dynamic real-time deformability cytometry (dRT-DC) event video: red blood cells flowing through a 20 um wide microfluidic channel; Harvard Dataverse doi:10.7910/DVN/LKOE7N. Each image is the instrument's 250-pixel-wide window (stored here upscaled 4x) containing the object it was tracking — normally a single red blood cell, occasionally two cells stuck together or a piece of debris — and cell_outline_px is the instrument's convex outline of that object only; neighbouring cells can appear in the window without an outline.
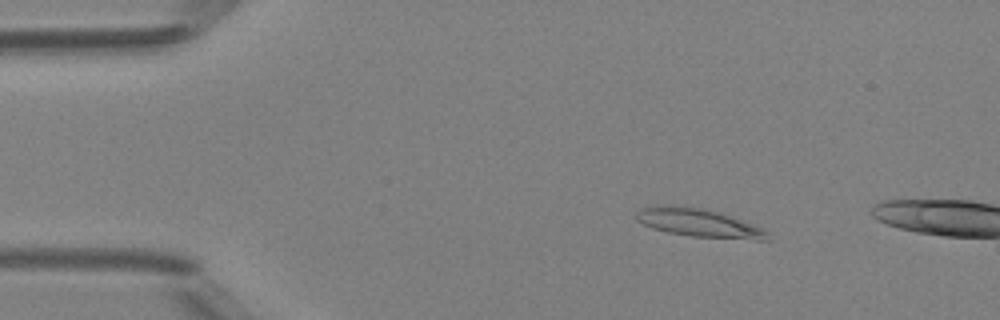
{"species": "Egyptian fruit bat (a non-hibernating species)", "species_latin": "Rousettus aegyptiacus", "temperature_condition": "room temperature", "stored_images_in_passage": 11, "camera_frame_rate_fps": 3000, "um_per_image_px": 0.085, "animal": {"sex": "female"}, "frame": {"image": 1, "passage_image": 8, "time_ms": 2.333, "image_size_px": [1000, 320], "cell_outline_px": [[768, 240], [756, 240], [692, 236], [668, 232], [652, 228], [636, 220], [636, 212], [640, 208], [656, 204], [668, 204], [704, 208], [720, 212], [732, 216], [752, 224], [768, 232]], "centroid_in_image_um": [59.34, 18.92], "position_along_channel_um": 25.7, "area_um2": 21.79}}